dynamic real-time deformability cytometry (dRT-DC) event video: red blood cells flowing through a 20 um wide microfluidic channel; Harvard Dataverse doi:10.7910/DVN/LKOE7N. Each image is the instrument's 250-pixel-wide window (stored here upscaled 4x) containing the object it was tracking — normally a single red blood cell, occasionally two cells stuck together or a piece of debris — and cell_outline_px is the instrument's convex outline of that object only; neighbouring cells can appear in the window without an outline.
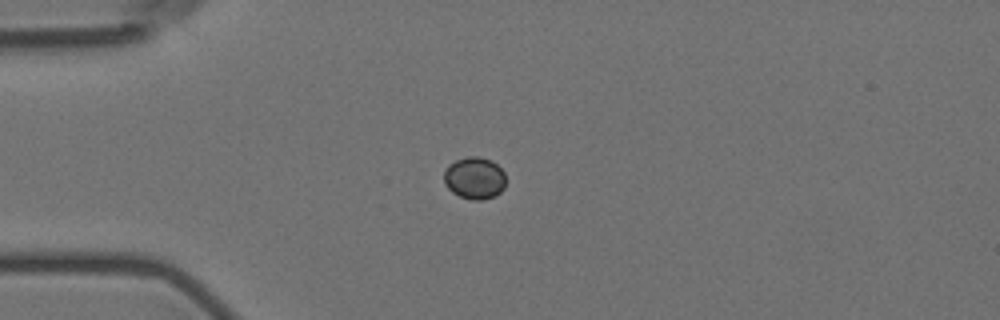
{"species": "Egyptian fruit bat (a non-hibernating species)", "species_latin": "Rousettus aegyptiacus", "temperature_condition": "room temperature", "stored_images_in_passage": 11, "camera_frame_rate_fps": 3000, "um_per_image_px": 0.085, "animal": {"sex": "female"}, "frame": {"image": 1, "passage_image": 4, "time_ms": 4.333, "image_size_px": [1000, 320], "cell_outline_px": [[504, 188], [496, 196], [480, 200], [472, 200], [460, 196], [452, 192], [444, 184], [444, 172], [448, 164], [456, 160], [468, 156], [476, 156], [492, 160], [504, 172]], "centroid_in_image_um": [40.32, 15.13], "position_along_channel_um": 44.7, "area_um2": 15.2}}
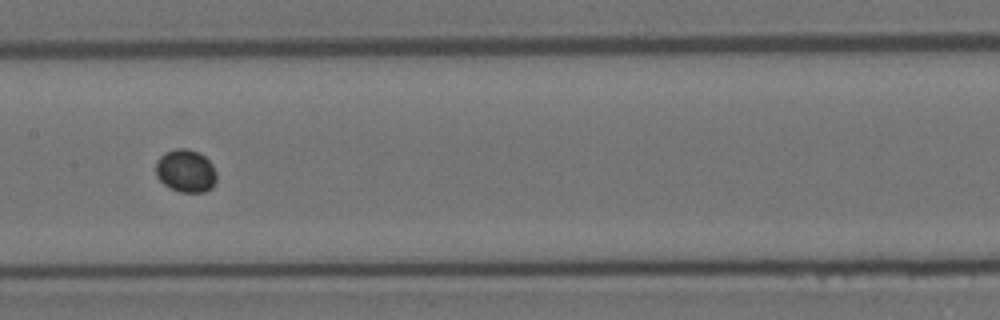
{"frame": {"image": 2, "passage_image": 8, "time_ms": 9.0, "image_size_px": [1000, 320], "cell_outline_px": [[216, 180], [212, 188], [204, 192], [180, 192], [168, 188], [156, 176], [156, 160], [164, 152], [176, 148], [188, 148], [204, 156], [212, 164], [216, 172]], "centroid_in_image_um": [15.77, 14.53], "position_along_channel_um": 191.6, "area_um2": 15.32}}
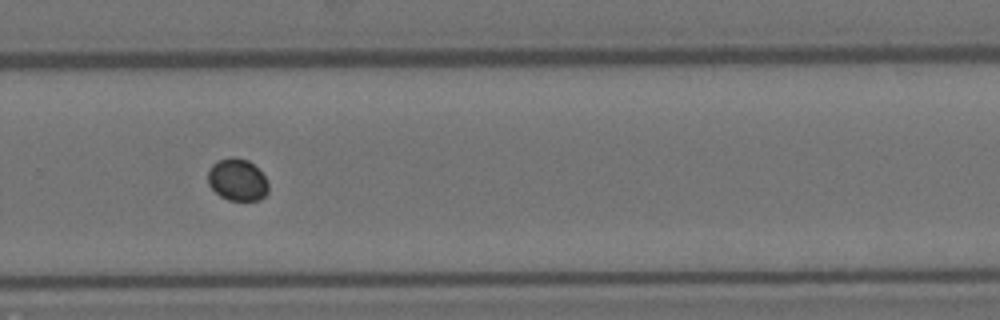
{"frame": {"image": 3, "passage_image": 11, "time_ms": 12.333, "image_size_px": [1000, 320], "cell_outline_px": [[268, 192], [260, 200], [228, 200], [220, 196], [208, 184], [208, 172], [212, 164], [220, 160], [232, 156], [236, 156], [248, 160], [268, 180]], "centroid_in_image_um": [20.18, 15.28], "position_along_channel_um": 309.6, "area_um2": 14.8}}